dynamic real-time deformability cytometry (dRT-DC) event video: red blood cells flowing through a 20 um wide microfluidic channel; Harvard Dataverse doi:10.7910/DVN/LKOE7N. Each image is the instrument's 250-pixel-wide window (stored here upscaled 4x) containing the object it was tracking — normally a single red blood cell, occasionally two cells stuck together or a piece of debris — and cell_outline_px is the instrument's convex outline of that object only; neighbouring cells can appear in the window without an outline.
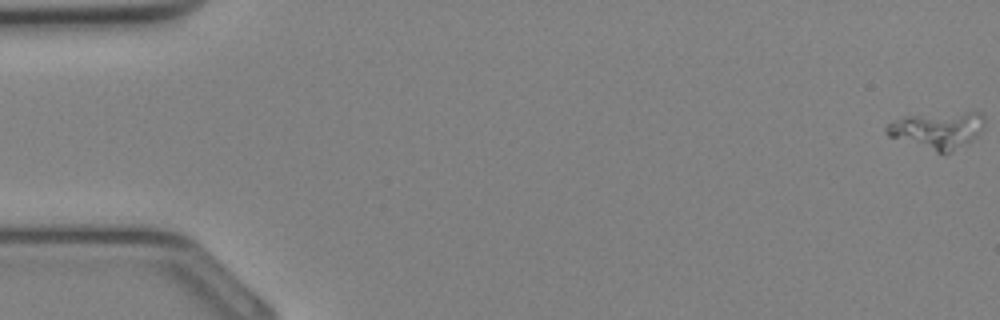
{"species": "Egyptian fruit bat (a non-hibernating species)", "species_latin": "Rousettus aegyptiacus", "temperature_condition": "cold", "stored_images_in_passage": 35, "camera_frame_rate_fps": 3000, "um_per_image_px": 0.085, "animal": {"sex": "female"}, "frame": {"image": 1, "passage_image": 1, "time_ms": 0.0, "image_size_px": [1000, 320], "cell_outline_px": [[984, 128], [972, 140], [948, 152], [936, 152], [888, 136], [884, 132], [884, 128], [888, 124], [904, 116], [964, 112], [980, 112], [984, 116]], "centroid_in_image_um": [79.67, 11.05], "position_along_channel_um": 5.3, "area_um2": 20.75}}
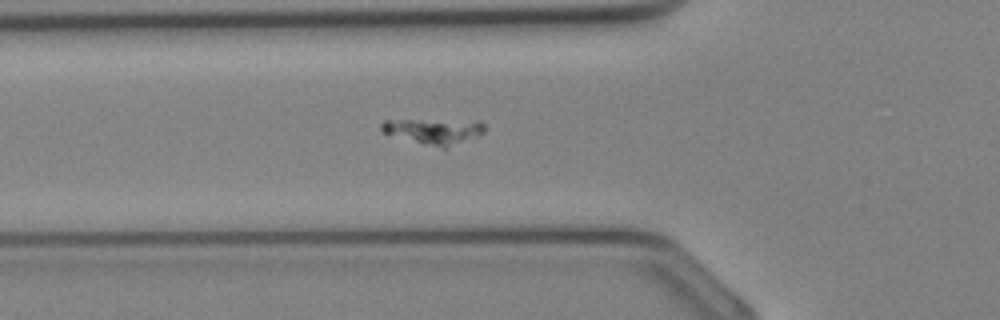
{"frame": {"image": 2, "passage_image": 13, "time_ms": 4.0, "image_size_px": [1000, 320], "cell_outline_px": [[484, 132], [476, 136], [444, 148], [424, 144], [384, 132], [380, 128], [380, 124], [384, 120], [480, 120], [484, 124]], "centroid_in_image_um": [36.91, 11.12], "position_along_channel_um": 88.9, "area_um2": 15.03}}
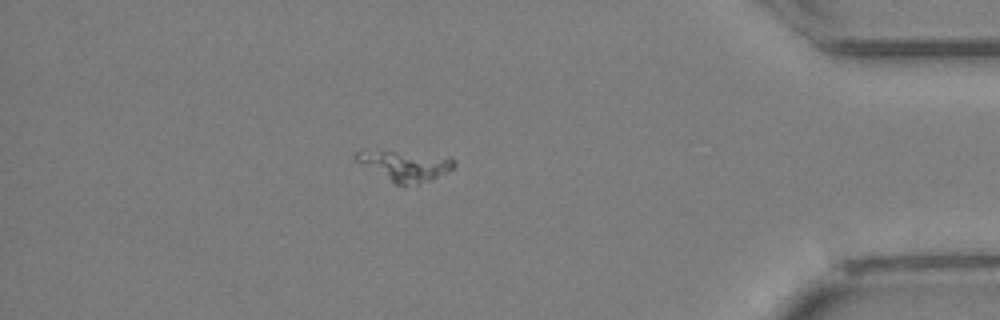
{"frame": {"image": 3, "passage_image": 31, "time_ms": 10.0, "image_size_px": [1000, 320], "cell_outline_px": [[456, 164], [452, 168], [432, 180], [404, 188], [396, 184], [356, 160], [352, 156], [356, 152], [376, 148], [452, 160]], "centroid_in_image_um": [34.32, 14.11], "position_along_channel_um": 400.9, "area_um2": 16.82}}